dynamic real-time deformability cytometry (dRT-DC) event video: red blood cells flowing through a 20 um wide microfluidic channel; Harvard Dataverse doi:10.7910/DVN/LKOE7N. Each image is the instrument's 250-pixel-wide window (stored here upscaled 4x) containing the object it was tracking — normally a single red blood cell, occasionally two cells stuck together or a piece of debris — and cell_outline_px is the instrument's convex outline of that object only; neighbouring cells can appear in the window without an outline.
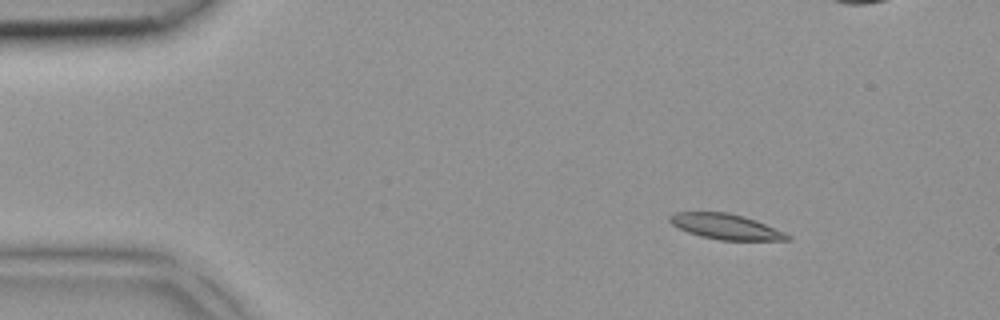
{"species": "common noctule bat (a hibernating species)", "species_latin": "Nyctalus noctula", "temperature_condition": "room temperature", "stored_images_in_passage": 4, "camera_frame_rate_fps": 3000, "um_per_image_px": 0.085, "animal": {"sex": "female", "body_mass_g": 18.4}, "frame": {"image": 1, "passage_image": 1, "time_ms": 0.0, "image_size_px": [1000, 320], "cell_outline_px": [[792, 240], [720, 240], [700, 236], [688, 232], [672, 224], [668, 220], [668, 216], [676, 212], [728, 212], [744, 216], [756, 220], [784, 232], [792, 236]], "centroid_in_image_um": [61.7, 19.26], "position_along_channel_um": 23.3, "area_um2": 17.4}}